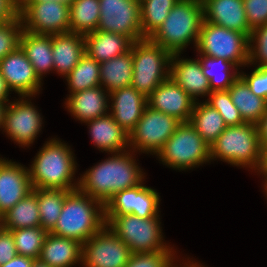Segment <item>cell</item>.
Instances as JSON below:
<instances>
[{
  "mask_svg": "<svg viewBox=\"0 0 267 267\" xmlns=\"http://www.w3.org/2000/svg\"><path fill=\"white\" fill-rule=\"evenodd\" d=\"M34 259L30 257H25L23 255H16L9 262L0 265V267H31Z\"/></svg>",
  "mask_w": 267,
  "mask_h": 267,
  "instance_id": "46",
  "label": "cell"
},
{
  "mask_svg": "<svg viewBox=\"0 0 267 267\" xmlns=\"http://www.w3.org/2000/svg\"><path fill=\"white\" fill-rule=\"evenodd\" d=\"M144 181L132 188L115 193L104 205V215L132 214L139 218L160 217L159 193Z\"/></svg>",
  "mask_w": 267,
  "mask_h": 267,
  "instance_id": "15",
  "label": "cell"
},
{
  "mask_svg": "<svg viewBox=\"0 0 267 267\" xmlns=\"http://www.w3.org/2000/svg\"><path fill=\"white\" fill-rule=\"evenodd\" d=\"M179 0H140L142 34L149 38L165 21Z\"/></svg>",
  "mask_w": 267,
  "mask_h": 267,
  "instance_id": "36",
  "label": "cell"
},
{
  "mask_svg": "<svg viewBox=\"0 0 267 267\" xmlns=\"http://www.w3.org/2000/svg\"><path fill=\"white\" fill-rule=\"evenodd\" d=\"M132 87L148 97L154 89L169 78L172 54L145 38L132 43Z\"/></svg>",
  "mask_w": 267,
  "mask_h": 267,
  "instance_id": "8",
  "label": "cell"
},
{
  "mask_svg": "<svg viewBox=\"0 0 267 267\" xmlns=\"http://www.w3.org/2000/svg\"><path fill=\"white\" fill-rule=\"evenodd\" d=\"M1 226L7 231L41 226L37 202V189L3 214Z\"/></svg>",
  "mask_w": 267,
  "mask_h": 267,
  "instance_id": "29",
  "label": "cell"
},
{
  "mask_svg": "<svg viewBox=\"0 0 267 267\" xmlns=\"http://www.w3.org/2000/svg\"><path fill=\"white\" fill-rule=\"evenodd\" d=\"M200 102V103H199ZM195 101L190 124L204 141L211 146L218 136L226 129L221 114L205 101Z\"/></svg>",
  "mask_w": 267,
  "mask_h": 267,
  "instance_id": "31",
  "label": "cell"
},
{
  "mask_svg": "<svg viewBox=\"0 0 267 267\" xmlns=\"http://www.w3.org/2000/svg\"><path fill=\"white\" fill-rule=\"evenodd\" d=\"M23 25L20 17L0 23V60L20 46Z\"/></svg>",
  "mask_w": 267,
  "mask_h": 267,
  "instance_id": "41",
  "label": "cell"
},
{
  "mask_svg": "<svg viewBox=\"0 0 267 267\" xmlns=\"http://www.w3.org/2000/svg\"><path fill=\"white\" fill-rule=\"evenodd\" d=\"M160 162L169 168L186 171L210 161V146L190 122H182L174 134L156 154Z\"/></svg>",
  "mask_w": 267,
  "mask_h": 267,
  "instance_id": "7",
  "label": "cell"
},
{
  "mask_svg": "<svg viewBox=\"0 0 267 267\" xmlns=\"http://www.w3.org/2000/svg\"><path fill=\"white\" fill-rule=\"evenodd\" d=\"M204 21L250 37L243 0H202Z\"/></svg>",
  "mask_w": 267,
  "mask_h": 267,
  "instance_id": "22",
  "label": "cell"
},
{
  "mask_svg": "<svg viewBox=\"0 0 267 267\" xmlns=\"http://www.w3.org/2000/svg\"><path fill=\"white\" fill-rule=\"evenodd\" d=\"M85 55L84 35L74 32L52 35L54 71L63 78Z\"/></svg>",
  "mask_w": 267,
  "mask_h": 267,
  "instance_id": "24",
  "label": "cell"
},
{
  "mask_svg": "<svg viewBox=\"0 0 267 267\" xmlns=\"http://www.w3.org/2000/svg\"><path fill=\"white\" fill-rule=\"evenodd\" d=\"M180 57L181 54H172L169 77L195 101H199L198 97H208L211 93L209 81L199 59Z\"/></svg>",
  "mask_w": 267,
  "mask_h": 267,
  "instance_id": "20",
  "label": "cell"
},
{
  "mask_svg": "<svg viewBox=\"0 0 267 267\" xmlns=\"http://www.w3.org/2000/svg\"><path fill=\"white\" fill-rule=\"evenodd\" d=\"M263 192L265 193V196H266V198H267V187L264 189Z\"/></svg>",
  "mask_w": 267,
  "mask_h": 267,
  "instance_id": "54",
  "label": "cell"
},
{
  "mask_svg": "<svg viewBox=\"0 0 267 267\" xmlns=\"http://www.w3.org/2000/svg\"><path fill=\"white\" fill-rule=\"evenodd\" d=\"M9 102H0V129L3 127L4 110Z\"/></svg>",
  "mask_w": 267,
  "mask_h": 267,
  "instance_id": "52",
  "label": "cell"
},
{
  "mask_svg": "<svg viewBox=\"0 0 267 267\" xmlns=\"http://www.w3.org/2000/svg\"><path fill=\"white\" fill-rule=\"evenodd\" d=\"M23 30L54 35L70 32V6L54 1L19 2Z\"/></svg>",
  "mask_w": 267,
  "mask_h": 267,
  "instance_id": "12",
  "label": "cell"
},
{
  "mask_svg": "<svg viewBox=\"0 0 267 267\" xmlns=\"http://www.w3.org/2000/svg\"><path fill=\"white\" fill-rule=\"evenodd\" d=\"M69 93L83 91L100 84V63L86 53L79 63L65 76Z\"/></svg>",
  "mask_w": 267,
  "mask_h": 267,
  "instance_id": "34",
  "label": "cell"
},
{
  "mask_svg": "<svg viewBox=\"0 0 267 267\" xmlns=\"http://www.w3.org/2000/svg\"><path fill=\"white\" fill-rule=\"evenodd\" d=\"M134 153L131 149L111 153V157L80 174L78 189L105 205L115 193L141 184L146 174Z\"/></svg>",
  "mask_w": 267,
  "mask_h": 267,
  "instance_id": "1",
  "label": "cell"
},
{
  "mask_svg": "<svg viewBox=\"0 0 267 267\" xmlns=\"http://www.w3.org/2000/svg\"><path fill=\"white\" fill-rule=\"evenodd\" d=\"M104 219L106 225L128 245L132 254L176 251L163 239L160 217L143 219L126 214L104 215Z\"/></svg>",
  "mask_w": 267,
  "mask_h": 267,
  "instance_id": "6",
  "label": "cell"
},
{
  "mask_svg": "<svg viewBox=\"0 0 267 267\" xmlns=\"http://www.w3.org/2000/svg\"><path fill=\"white\" fill-rule=\"evenodd\" d=\"M109 100V114L129 134L143 115L147 97L129 86L110 92Z\"/></svg>",
  "mask_w": 267,
  "mask_h": 267,
  "instance_id": "19",
  "label": "cell"
},
{
  "mask_svg": "<svg viewBox=\"0 0 267 267\" xmlns=\"http://www.w3.org/2000/svg\"><path fill=\"white\" fill-rule=\"evenodd\" d=\"M203 21L202 0H179L149 39L171 54H181L192 42L196 47Z\"/></svg>",
  "mask_w": 267,
  "mask_h": 267,
  "instance_id": "4",
  "label": "cell"
},
{
  "mask_svg": "<svg viewBox=\"0 0 267 267\" xmlns=\"http://www.w3.org/2000/svg\"><path fill=\"white\" fill-rule=\"evenodd\" d=\"M19 17V0H0V23Z\"/></svg>",
  "mask_w": 267,
  "mask_h": 267,
  "instance_id": "45",
  "label": "cell"
},
{
  "mask_svg": "<svg viewBox=\"0 0 267 267\" xmlns=\"http://www.w3.org/2000/svg\"><path fill=\"white\" fill-rule=\"evenodd\" d=\"M31 267H50L48 264L40 261L39 259H34Z\"/></svg>",
  "mask_w": 267,
  "mask_h": 267,
  "instance_id": "53",
  "label": "cell"
},
{
  "mask_svg": "<svg viewBox=\"0 0 267 267\" xmlns=\"http://www.w3.org/2000/svg\"><path fill=\"white\" fill-rule=\"evenodd\" d=\"M259 140L262 148L267 145V109L266 112L261 117L260 121L257 123Z\"/></svg>",
  "mask_w": 267,
  "mask_h": 267,
  "instance_id": "47",
  "label": "cell"
},
{
  "mask_svg": "<svg viewBox=\"0 0 267 267\" xmlns=\"http://www.w3.org/2000/svg\"><path fill=\"white\" fill-rule=\"evenodd\" d=\"M262 150L257 124L227 126L210 146V161L218 159L256 173L262 164Z\"/></svg>",
  "mask_w": 267,
  "mask_h": 267,
  "instance_id": "5",
  "label": "cell"
},
{
  "mask_svg": "<svg viewBox=\"0 0 267 267\" xmlns=\"http://www.w3.org/2000/svg\"><path fill=\"white\" fill-rule=\"evenodd\" d=\"M187 260L185 261L184 258L182 260H178L176 264L173 267H203L204 265L200 264V262H196L195 260L186 258ZM182 261V262H181ZM185 261V262H184Z\"/></svg>",
  "mask_w": 267,
  "mask_h": 267,
  "instance_id": "50",
  "label": "cell"
},
{
  "mask_svg": "<svg viewBox=\"0 0 267 267\" xmlns=\"http://www.w3.org/2000/svg\"><path fill=\"white\" fill-rule=\"evenodd\" d=\"M248 65L267 67V24L251 30Z\"/></svg>",
  "mask_w": 267,
  "mask_h": 267,
  "instance_id": "40",
  "label": "cell"
},
{
  "mask_svg": "<svg viewBox=\"0 0 267 267\" xmlns=\"http://www.w3.org/2000/svg\"><path fill=\"white\" fill-rule=\"evenodd\" d=\"M233 104L246 123L257 124L267 109V101L250 91L249 86L239 76L228 89Z\"/></svg>",
  "mask_w": 267,
  "mask_h": 267,
  "instance_id": "30",
  "label": "cell"
},
{
  "mask_svg": "<svg viewBox=\"0 0 267 267\" xmlns=\"http://www.w3.org/2000/svg\"><path fill=\"white\" fill-rule=\"evenodd\" d=\"M197 55L223 58L240 70L248 67L249 37L241 32L203 21L197 45Z\"/></svg>",
  "mask_w": 267,
  "mask_h": 267,
  "instance_id": "9",
  "label": "cell"
},
{
  "mask_svg": "<svg viewBox=\"0 0 267 267\" xmlns=\"http://www.w3.org/2000/svg\"><path fill=\"white\" fill-rule=\"evenodd\" d=\"M28 167L0 157V212L3 215L32 192Z\"/></svg>",
  "mask_w": 267,
  "mask_h": 267,
  "instance_id": "17",
  "label": "cell"
},
{
  "mask_svg": "<svg viewBox=\"0 0 267 267\" xmlns=\"http://www.w3.org/2000/svg\"><path fill=\"white\" fill-rule=\"evenodd\" d=\"M85 53L97 62L102 63L128 52L132 41L122 35L96 30L84 35Z\"/></svg>",
  "mask_w": 267,
  "mask_h": 267,
  "instance_id": "26",
  "label": "cell"
},
{
  "mask_svg": "<svg viewBox=\"0 0 267 267\" xmlns=\"http://www.w3.org/2000/svg\"><path fill=\"white\" fill-rule=\"evenodd\" d=\"M18 98L5 107L2 131L19 147L29 148L42 131L43 116L31 102L33 97Z\"/></svg>",
  "mask_w": 267,
  "mask_h": 267,
  "instance_id": "11",
  "label": "cell"
},
{
  "mask_svg": "<svg viewBox=\"0 0 267 267\" xmlns=\"http://www.w3.org/2000/svg\"><path fill=\"white\" fill-rule=\"evenodd\" d=\"M133 77L132 45L128 52L100 63V84L109 93L129 87Z\"/></svg>",
  "mask_w": 267,
  "mask_h": 267,
  "instance_id": "28",
  "label": "cell"
},
{
  "mask_svg": "<svg viewBox=\"0 0 267 267\" xmlns=\"http://www.w3.org/2000/svg\"><path fill=\"white\" fill-rule=\"evenodd\" d=\"M49 1L66 4L68 6H70L74 2V0H19V2H41V3L49 2Z\"/></svg>",
  "mask_w": 267,
  "mask_h": 267,
  "instance_id": "51",
  "label": "cell"
},
{
  "mask_svg": "<svg viewBox=\"0 0 267 267\" xmlns=\"http://www.w3.org/2000/svg\"><path fill=\"white\" fill-rule=\"evenodd\" d=\"M91 135V142L101 152L120 153L129 148V134L107 114L94 120L86 121Z\"/></svg>",
  "mask_w": 267,
  "mask_h": 267,
  "instance_id": "23",
  "label": "cell"
},
{
  "mask_svg": "<svg viewBox=\"0 0 267 267\" xmlns=\"http://www.w3.org/2000/svg\"><path fill=\"white\" fill-rule=\"evenodd\" d=\"M65 100L67 111L82 123L109 114V92L102 86L72 93Z\"/></svg>",
  "mask_w": 267,
  "mask_h": 267,
  "instance_id": "21",
  "label": "cell"
},
{
  "mask_svg": "<svg viewBox=\"0 0 267 267\" xmlns=\"http://www.w3.org/2000/svg\"><path fill=\"white\" fill-rule=\"evenodd\" d=\"M205 102L221 114L227 126L246 123L233 104L228 90L212 91L205 99Z\"/></svg>",
  "mask_w": 267,
  "mask_h": 267,
  "instance_id": "38",
  "label": "cell"
},
{
  "mask_svg": "<svg viewBox=\"0 0 267 267\" xmlns=\"http://www.w3.org/2000/svg\"><path fill=\"white\" fill-rule=\"evenodd\" d=\"M11 92L12 91L8 87L7 82L0 73V102H10L8 98Z\"/></svg>",
  "mask_w": 267,
  "mask_h": 267,
  "instance_id": "49",
  "label": "cell"
},
{
  "mask_svg": "<svg viewBox=\"0 0 267 267\" xmlns=\"http://www.w3.org/2000/svg\"><path fill=\"white\" fill-rule=\"evenodd\" d=\"M257 174L261 175L262 178L264 179H261V180H264L263 181V189H265L267 187V145H265L263 147V150H262V164H261V167L259 169V171L257 172Z\"/></svg>",
  "mask_w": 267,
  "mask_h": 267,
  "instance_id": "48",
  "label": "cell"
},
{
  "mask_svg": "<svg viewBox=\"0 0 267 267\" xmlns=\"http://www.w3.org/2000/svg\"><path fill=\"white\" fill-rule=\"evenodd\" d=\"M61 141L51 138L36 153L28 168L33 189H78L79 177L74 179L78 165L75 154L66 142Z\"/></svg>",
  "mask_w": 267,
  "mask_h": 267,
  "instance_id": "2",
  "label": "cell"
},
{
  "mask_svg": "<svg viewBox=\"0 0 267 267\" xmlns=\"http://www.w3.org/2000/svg\"><path fill=\"white\" fill-rule=\"evenodd\" d=\"M97 30L122 34L132 42L145 39L140 23V0H99Z\"/></svg>",
  "mask_w": 267,
  "mask_h": 267,
  "instance_id": "13",
  "label": "cell"
},
{
  "mask_svg": "<svg viewBox=\"0 0 267 267\" xmlns=\"http://www.w3.org/2000/svg\"><path fill=\"white\" fill-rule=\"evenodd\" d=\"M131 255L128 245L105 225L83 243L82 267H124Z\"/></svg>",
  "mask_w": 267,
  "mask_h": 267,
  "instance_id": "14",
  "label": "cell"
},
{
  "mask_svg": "<svg viewBox=\"0 0 267 267\" xmlns=\"http://www.w3.org/2000/svg\"><path fill=\"white\" fill-rule=\"evenodd\" d=\"M195 100L170 77L147 97V106L171 115L181 122H189Z\"/></svg>",
  "mask_w": 267,
  "mask_h": 267,
  "instance_id": "18",
  "label": "cell"
},
{
  "mask_svg": "<svg viewBox=\"0 0 267 267\" xmlns=\"http://www.w3.org/2000/svg\"><path fill=\"white\" fill-rule=\"evenodd\" d=\"M2 217H3V215H2L1 212H0V222H1V220H2Z\"/></svg>",
  "mask_w": 267,
  "mask_h": 267,
  "instance_id": "55",
  "label": "cell"
},
{
  "mask_svg": "<svg viewBox=\"0 0 267 267\" xmlns=\"http://www.w3.org/2000/svg\"><path fill=\"white\" fill-rule=\"evenodd\" d=\"M17 255L14 238L10 231L0 229V265L12 260Z\"/></svg>",
  "mask_w": 267,
  "mask_h": 267,
  "instance_id": "44",
  "label": "cell"
},
{
  "mask_svg": "<svg viewBox=\"0 0 267 267\" xmlns=\"http://www.w3.org/2000/svg\"><path fill=\"white\" fill-rule=\"evenodd\" d=\"M99 0H74L70 5V32L86 35L98 28Z\"/></svg>",
  "mask_w": 267,
  "mask_h": 267,
  "instance_id": "33",
  "label": "cell"
},
{
  "mask_svg": "<svg viewBox=\"0 0 267 267\" xmlns=\"http://www.w3.org/2000/svg\"><path fill=\"white\" fill-rule=\"evenodd\" d=\"M14 238L17 255L38 259L48 232L41 226L10 231Z\"/></svg>",
  "mask_w": 267,
  "mask_h": 267,
  "instance_id": "37",
  "label": "cell"
},
{
  "mask_svg": "<svg viewBox=\"0 0 267 267\" xmlns=\"http://www.w3.org/2000/svg\"><path fill=\"white\" fill-rule=\"evenodd\" d=\"M69 190L37 189V202L41 227L48 233L54 228L61 214Z\"/></svg>",
  "mask_w": 267,
  "mask_h": 267,
  "instance_id": "35",
  "label": "cell"
},
{
  "mask_svg": "<svg viewBox=\"0 0 267 267\" xmlns=\"http://www.w3.org/2000/svg\"><path fill=\"white\" fill-rule=\"evenodd\" d=\"M250 29L267 24V0H243Z\"/></svg>",
  "mask_w": 267,
  "mask_h": 267,
  "instance_id": "43",
  "label": "cell"
},
{
  "mask_svg": "<svg viewBox=\"0 0 267 267\" xmlns=\"http://www.w3.org/2000/svg\"><path fill=\"white\" fill-rule=\"evenodd\" d=\"M20 47L42 81L43 75L54 71L52 35L34 34L23 30L20 36Z\"/></svg>",
  "mask_w": 267,
  "mask_h": 267,
  "instance_id": "27",
  "label": "cell"
},
{
  "mask_svg": "<svg viewBox=\"0 0 267 267\" xmlns=\"http://www.w3.org/2000/svg\"><path fill=\"white\" fill-rule=\"evenodd\" d=\"M181 123L171 115L146 106L141 119L129 133V148L136 154L156 156Z\"/></svg>",
  "mask_w": 267,
  "mask_h": 267,
  "instance_id": "10",
  "label": "cell"
},
{
  "mask_svg": "<svg viewBox=\"0 0 267 267\" xmlns=\"http://www.w3.org/2000/svg\"><path fill=\"white\" fill-rule=\"evenodd\" d=\"M176 252L134 253L124 267H173L176 264L175 262H178L177 259H179Z\"/></svg>",
  "mask_w": 267,
  "mask_h": 267,
  "instance_id": "39",
  "label": "cell"
},
{
  "mask_svg": "<svg viewBox=\"0 0 267 267\" xmlns=\"http://www.w3.org/2000/svg\"><path fill=\"white\" fill-rule=\"evenodd\" d=\"M82 250L78 241L48 233L38 259L50 267L82 266Z\"/></svg>",
  "mask_w": 267,
  "mask_h": 267,
  "instance_id": "25",
  "label": "cell"
},
{
  "mask_svg": "<svg viewBox=\"0 0 267 267\" xmlns=\"http://www.w3.org/2000/svg\"><path fill=\"white\" fill-rule=\"evenodd\" d=\"M105 225L104 205L77 189L65 197L58 221L49 233L83 244Z\"/></svg>",
  "mask_w": 267,
  "mask_h": 267,
  "instance_id": "3",
  "label": "cell"
},
{
  "mask_svg": "<svg viewBox=\"0 0 267 267\" xmlns=\"http://www.w3.org/2000/svg\"><path fill=\"white\" fill-rule=\"evenodd\" d=\"M197 57L201 62L203 73L209 81L211 92L228 90L240 76L239 68L230 61L205 55H197Z\"/></svg>",
  "mask_w": 267,
  "mask_h": 267,
  "instance_id": "32",
  "label": "cell"
},
{
  "mask_svg": "<svg viewBox=\"0 0 267 267\" xmlns=\"http://www.w3.org/2000/svg\"><path fill=\"white\" fill-rule=\"evenodd\" d=\"M0 73L19 97H35L42 90L43 82L20 46L0 60Z\"/></svg>",
  "mask_w": 267,
  "mask_h": 267,
  "instance_id": "16",
  "label": "cell"
},
{
  "mask_svg": "<svg viewBox=\"0 0 267 267\" xmlns=\"http://www.w3.org/2000/svg\"><path fill=\"white\" fill-rule=\"evenodd\" d=\"M240 77L252 93L267 101V67H255L251 74L240 71Z\"/></svg>",
  "mask_w": 267,
  "mask_h": 267,
  "instance_id": "42",
  "label": "cell"
}]
</instances>
